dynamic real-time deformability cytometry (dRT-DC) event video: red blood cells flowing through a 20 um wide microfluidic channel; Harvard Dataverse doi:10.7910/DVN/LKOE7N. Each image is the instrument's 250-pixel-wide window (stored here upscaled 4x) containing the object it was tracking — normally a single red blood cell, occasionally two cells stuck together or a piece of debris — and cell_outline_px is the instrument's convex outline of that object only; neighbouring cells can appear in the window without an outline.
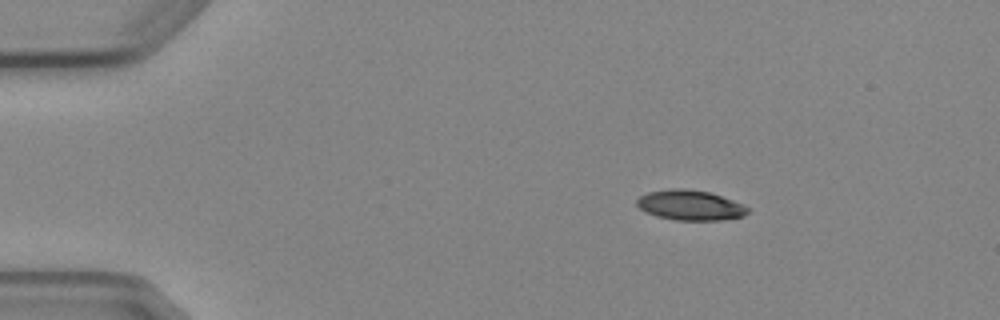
{"species": "Egyptian fruit bat (a non-hibernating species)", "species_latin": "Rousettus aegyptiacus", "temperature_condition": "cold", "stored_images_in_passage": 3, "camera_frame_rate_fps": 3000, "um_per_image_px": 0.085, "animal": {"sex": "female"}, "frame": {"image": 1, "passage_image": 1, "time_ms": 0.0, "image_size_px": [1000, 320], "cell_outline_px": [[748, 212], [744, 216], [724, 220], [676, 220], [656, 216], [644, 212], [636, 204], [636, 200], [640, 196], [648, 192], [672, 188], [684, 188], [708, 192], [744, 204], [748, 208]], "centroid_in_image_um": [58.65, 17.45], "position_along_channel_um": 26.4, "area_um2": 19.48}}